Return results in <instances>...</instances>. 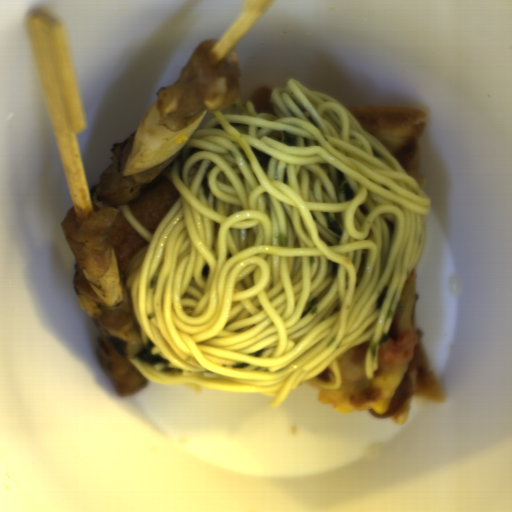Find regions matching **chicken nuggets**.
I'll use <instances>...</instances> for the list:
<instances>
[{"instance_id": "obj_1", "label": "chicken nuggets", "mask_w": 512, "mask_h": 512, "mask_svg": "<svg viewBox=\"0 0 512 512\" xmlns=\"http://www.w3.org/2000/svg\"><path fill=\"white\" fill-rule=\"evenodd\" d=\"M241 94L240 60L231 46L206 39L183 66L178 79L157 90L160 124L177 131L200 119L205 111L231 106Z\"/></svg>"}, {"instance_id": "obj_2", "label": "chicken nuggets", "mask_w": 512, "mask_h": 512, "mask_svg": "<svg viewBox=\"0 0 512 512\" xmlns=\"http://www.w3.org/2000/svg\"><path fill=\"white\" fill-rule=\"evenodd\" d=\"M93 213L87 219L78 217L74 207L61 221V228L75 257L73 287L77 295L104 305L86 278L83 270L93 278H101L110 267V234L118 213L114 207L100 208L92 203Z\"/></svg>"}, {"instance_id": "obj_3", "label": "chicken nuggets", "mask_w": 512, "mask_h": 512, "mask_svg": "<svg viewBox=\"0 0 512 512\" xmlns=\"http://www.w3.org/2000/svg\"><path fill=\"white\" fill-rule=\"evenodd\" d=\"M136 131L111 148V164L101 173L100 200L104 204L119 205L138 199L142 195L144 185L157 179L175 159L179 150L168 156L156 166L136 175L124 176V166L133 151Z\"/></svg>"}, {"instance_id": "obj_4", "label": "chicken nuggets", "mask_w": 512, "mask_h": 512, "mask_svg": "<svg viewBox=\"0 0 512 512\" xmlns=\"http://www.w3.org/2000/svg\"><path fill=\"white\" fill-rule=\"evenodd\" d=\"M97 343V355L116 394L131 395L147 385V379L139 373L128 358L116 352L108 337L100 334L97 337Z\"/></svg>"}, {"instance_id": "obj_5", "label": "chicken nuggets", "mask_w": 512, "mask_h": 512, "mask_svg": "<svg viewBox=\"0 0 512 512\" xmlns=\"http://www.w3.org/2000/svg\"><path fill=\"white\" fill-rule=\"evenodd\" d=\"M130 319V312L104 311L99 317H94L98 324L111 329H120L125 326Z\"/></svg>"}]
</instances>
